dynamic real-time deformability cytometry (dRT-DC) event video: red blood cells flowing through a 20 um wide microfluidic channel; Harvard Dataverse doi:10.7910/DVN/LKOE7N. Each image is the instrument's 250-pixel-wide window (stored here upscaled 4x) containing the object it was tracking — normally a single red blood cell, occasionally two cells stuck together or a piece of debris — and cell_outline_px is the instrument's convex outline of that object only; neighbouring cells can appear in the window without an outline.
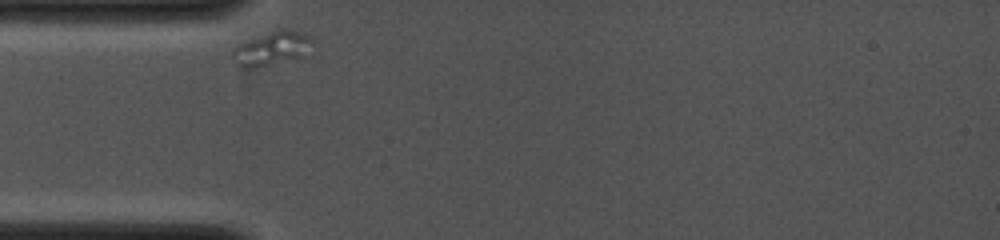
{"species": "common noctule bat (a hibernating species)", "species_latin": "Nyctalus noctula", "temperature_condition": "cold", "stored_images_in_passage": 19, "camera_frame_rate_fps": 4000, "um_per_image_px": 0.085, "animal": {"sex": "female", "body_mass_g": 19.0, "forearm_length_mm": 53.3}, "frame": {"image": 1, "passage_image": 1, "time_ms": 0.0, "image_size_px": [1000, 240], "cell_outline_px": [[312, 40], [300, 56], [248, 68], [240, 68], [232, 60], [232, 48], [236, 44], [284, 28], [300, 32], [308, 36]], "centroid_in_image_um": [22.96, 4.11], "position_along_channel_um": 62.0, "area_um2": 14.74}}
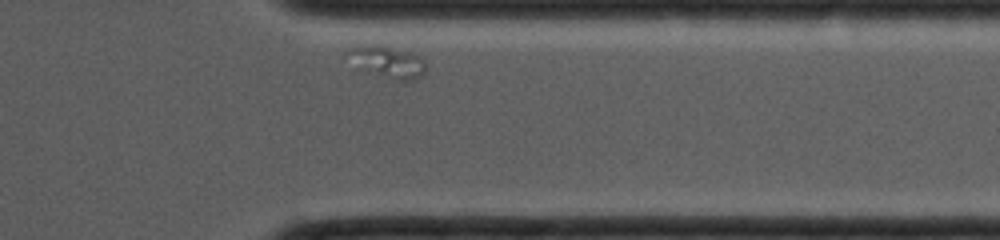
{"frame": {"image": 2, "passage_image": 19, "time_ms": 7.5, "image_size_px": [1000, 240], "cell_outline_px": [[424, 72], [420, 76], [408, 80], [404, 80], [360, 68], [344, 52], [348, 48], [372, 44], [376, 44], [408, 52], [424, 60]], "centroid_in_image_um": [32.9, 5.2], "position_along_channel_um": 378.5, "area_um2": 13.41}}